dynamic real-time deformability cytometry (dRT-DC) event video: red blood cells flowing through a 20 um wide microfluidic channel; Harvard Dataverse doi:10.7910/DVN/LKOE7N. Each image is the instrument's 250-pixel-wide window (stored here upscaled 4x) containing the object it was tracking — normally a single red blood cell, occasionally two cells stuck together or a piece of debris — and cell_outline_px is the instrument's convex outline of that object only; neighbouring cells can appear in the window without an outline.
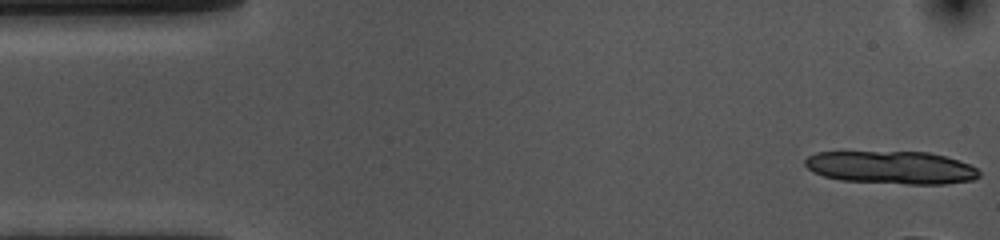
{"species": "common noctule bat (a hibernating species)", "species_latin": "Nyctalus noctula", "temperature_condition": "cold", "stored_images_in_passage": 10, "camera_frame_rate_fps": 3000, "um_per_image_px": 0.085, "animal": {"sex": "female", "body_mass_g": 10.0, "forearm_length_mm": 53.1}, "frame": {"image": 1, "passage_image": 1, "time_ms": 0.0, "image_size_px": [1000, 240], "cell_outline_px": [[980, 176], [972, 180], [944, 184], [908, 184], [840, 180], [824, 176], [812, 172], [804, 164], [804, 160], [808, 156], [816, 152], [928, 152], [944, 156], [968, 164], [976, 168], [980, 172]], "centroid_in_image_um": [75.74, 14.24], "position_along_channel_um": 9.3, "area_um2": 33.23}}